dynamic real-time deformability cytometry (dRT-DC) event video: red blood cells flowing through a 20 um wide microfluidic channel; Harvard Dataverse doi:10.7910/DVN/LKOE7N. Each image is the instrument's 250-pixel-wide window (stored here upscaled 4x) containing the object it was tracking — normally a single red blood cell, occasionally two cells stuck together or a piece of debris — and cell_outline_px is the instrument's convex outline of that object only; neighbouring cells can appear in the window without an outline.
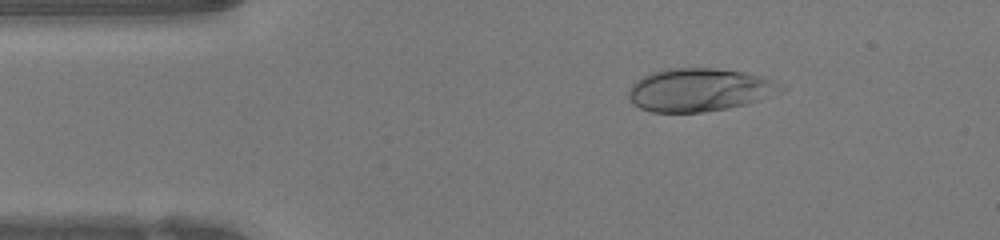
{"species": "human", "species_latin": "Homo sapiens", "temperature_condition": "warm", "stored_images_in_passage": 47, "camera_frame_rate_fps": 3000, "um_per_image_px": 0.085, "donor": {"sex": "female"}, "frame": {"image": 1, "passage_image": 7, "time_ms": 2.0, "image_size_px": [1000, 240], "cell_outline_px": [[788, 88], [780, 92], [744, 104], [728, 108], [700, 112], [652, 112], [640, 108], [632, 104], [628, 100], [628, 92], [632, 84], [636, 80], [652, 72], [664, 68], [712, 68], [744, 72], [760, 76], [784, 84]], "centroid_in_image_um": [59.42, 7.63], "position_along_channel_um": 25.6, "area_um2": 38.21}}
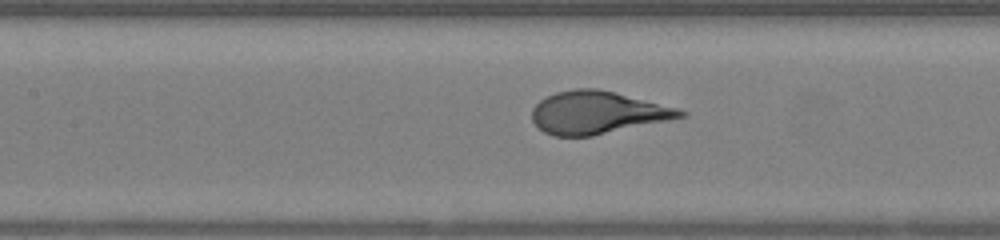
{"frame": {"image": 2, "passage_image": 20, "time_ms": 6.333, "image_size_px": [1000, 240], "cell_outline_px": [[688, 116], [592, 136], [552, 136], [544, 132], [532, 120], [532, 108], [540, 100], [556, 92], [576, 88], [596, 88], [676, 108], [688, 112]], "centroid_in_image_um": [50.75, 9.58], "position_along_channel_um": 156.7, "area_um2": 36.36}}
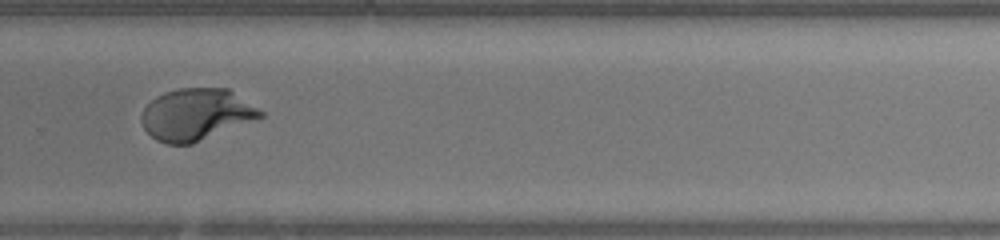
{"frame": {"image": 3, "passage_image": 31, "time_ms": 10.0, "image_size_px": [1000, 240], "cell_outline_px": [[264, 116], [260, 120], [192, 144], [168, 144], [156, 140], [144, 128], [140, 120], [140, 116], [144, 108], [156, 96], [164, 92], [180, 88], [228, 88], [264, 112]], "centroid_in_image_um": [16.72, 9.74], "position_along_channel_um": 313.1, "area_um2": 36.3}, "authors_computed_cell_mechanics": {"area_um2": 37.1654, "velocity_mm_per_s": 4.2748, "shape_relaxation_time_tau1_ms": 4.5321, "shape_relaxation_time_tau2_ms": null, "deformation_change_tau1": 0.2811, "deformation_change_tau2": null}}